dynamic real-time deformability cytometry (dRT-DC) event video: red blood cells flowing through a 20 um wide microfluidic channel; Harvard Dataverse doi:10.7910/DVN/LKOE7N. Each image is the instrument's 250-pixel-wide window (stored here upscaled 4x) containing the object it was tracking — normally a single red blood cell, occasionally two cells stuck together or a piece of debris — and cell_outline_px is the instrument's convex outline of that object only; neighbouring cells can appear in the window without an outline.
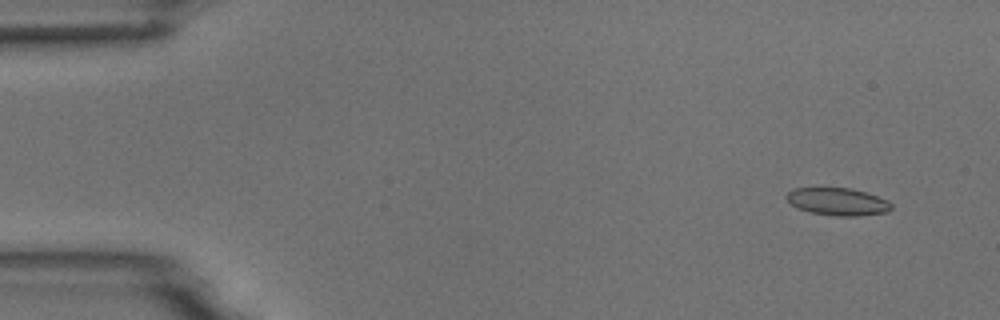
{"species": "common noctule bat (a hibernating species)", "species_latin": "Nyctalus noctula", "temperature_condition": "room temperature", "stored_images_in_passage": 5, "camera_frame_rate_fps": 3000, "um_per_image_px": 0.085, "animal": {"sex": "male", "body_mass_g": 18.8}, "frame": {"image": 1, "passage_image": 2, "time_ms": 1.0, "image_size_px": [1000, 320], "cell_outline_px": [[892, 208], [888, 212], [860, 216], [836, 216], [808, 212], [792, 204], [784, 196], [792, 188], [852, 188], [876, 196], [892, 204]], "centroid_in_image_um": [71.19, 17.14], "position_along_channel_um": 13.8, "area_um2": 16.7}}